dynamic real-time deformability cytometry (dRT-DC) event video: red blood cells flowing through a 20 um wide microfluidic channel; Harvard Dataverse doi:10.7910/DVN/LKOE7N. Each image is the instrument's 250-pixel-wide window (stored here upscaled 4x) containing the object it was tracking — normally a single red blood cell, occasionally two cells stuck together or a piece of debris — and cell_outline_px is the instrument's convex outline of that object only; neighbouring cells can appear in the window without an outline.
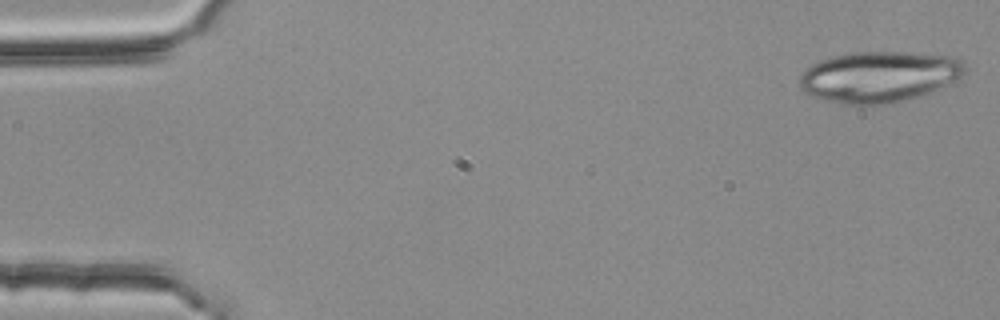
{"species": "common noctule bat (a hibernating species)", "species_latin": "Nyctalus noctula", "temperature_condition": "room temperature", "stored_images_in_passage": 20, "camera_frame_rate_fps": 3000, "um_per_image_px": 0.085, "animal": {"sex": "female", "body_mass_g": 25.1}, "frame": {"image": 1, "passage_image": 1, "time_ms": 0.0, "image_size_px": [1000, 320], "cell_outline_px": [[964, 72], [960, 80], [936, 92], [904, 100], [884, 104], [840, 104], [820, 100], [804, 92], [800, 88], [800, 76], [804, 68], [820, 60], [852, 52], [908, 52], [956, 56], [964, 60]], "centroid_in_image_um": [74.77, 6.53], "position_along_channel_um": 10.2, "area_um2": 50.0}}